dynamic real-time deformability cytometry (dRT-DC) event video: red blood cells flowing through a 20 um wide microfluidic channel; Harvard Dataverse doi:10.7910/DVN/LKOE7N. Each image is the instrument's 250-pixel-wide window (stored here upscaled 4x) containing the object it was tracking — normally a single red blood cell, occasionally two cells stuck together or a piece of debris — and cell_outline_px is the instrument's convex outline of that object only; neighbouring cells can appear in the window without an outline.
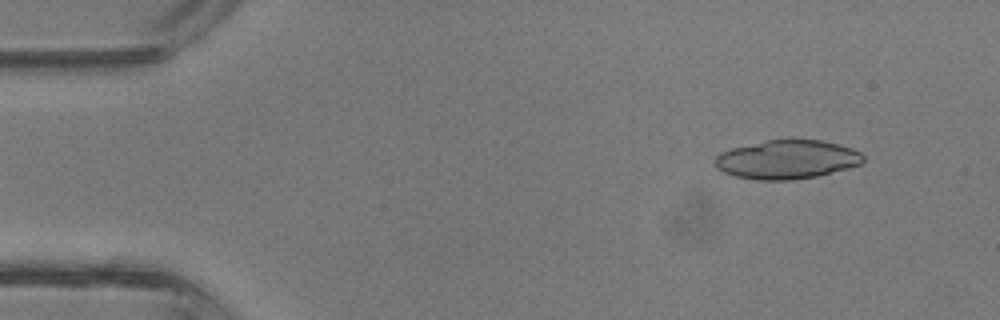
{"species": "common noctule bat (a hibernating species)", "species_latin": "Nyctalus noctula", "temperature_condition": "room temperature", "stored_images_in_passage": 17, "camera_frame_rate_fps": 3000, "um_per_image_px": 0.085, "animal": {"sex": "male", "body_mass_g": 13.3}, "frame": {"image": 1, "passage_image": 4, "time_ms": 1.0, "image_size_px": [1000, 320], "cell_outline_px": [[864, 160], [860, 164], [848, 168], [816, 176], [788, 180], [760, 180], [736, 176], [724, 172], [716, 168], [716, 156], [720, 152], [732, 148], [764, 140], [792, 136], [820, 140], [852, 148], [860, 152], [864, 156]], "centroid_in_image_um": [66.9, 13.51], "position_along_channel_um": 18.1, "area_um2": 34.04}}